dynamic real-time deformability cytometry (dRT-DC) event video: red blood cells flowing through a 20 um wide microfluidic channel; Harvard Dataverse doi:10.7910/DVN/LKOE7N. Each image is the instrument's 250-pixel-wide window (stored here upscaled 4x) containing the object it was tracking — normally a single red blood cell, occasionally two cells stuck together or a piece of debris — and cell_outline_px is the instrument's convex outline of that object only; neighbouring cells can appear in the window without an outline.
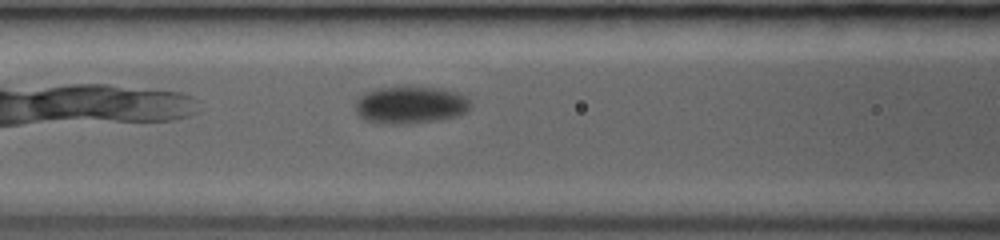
{"species": "common noctule bat (a hibernating species)", "species_latin": "Nyctalus noctula", "temperature_condition": "room temperature", "stored_images_in_passage": 4, "segment_of_instrument_passage": [1, 2], "camera_frame_rate_fps": 3000, "um_per_image_px": 0.085, "animal": {"sex": "female", "body_mass_g": 19.0, "forearm_length_mm": 53.3}, "frame": {"image": 1, "passage_image": 3, "time_ms": 1.667, "image_size_px": [1000, 240], "cell_outline_px": [[472, 104], [464, 112], [456, 116], [432, 120], [400, 124], [388, 124], [364, 120], [356, 112], [356, 100], [364, 92], [380, 88], [400, 84], [408, 84], [440, 88], [460, 92], [468, 96]], "centroid_in_image_um": [34.89, 8.86], "position_along_channel_um": 131.7, "area_um2": 25.66}}